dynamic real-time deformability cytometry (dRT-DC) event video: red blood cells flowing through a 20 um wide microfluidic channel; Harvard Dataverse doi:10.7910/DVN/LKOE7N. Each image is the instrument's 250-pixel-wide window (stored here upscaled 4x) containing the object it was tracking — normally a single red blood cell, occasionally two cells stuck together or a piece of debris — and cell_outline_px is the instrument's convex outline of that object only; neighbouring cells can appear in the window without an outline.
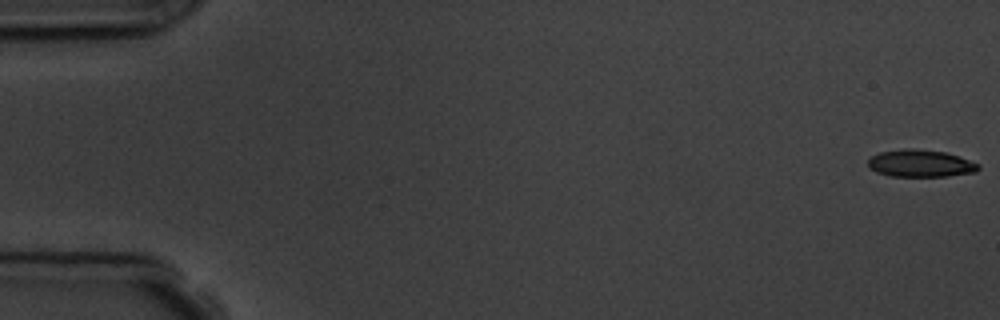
{"species": "common noctule bat (a hibernating species)", "species_latin": "Nyctalus noctula", "temperature_condition": "room temperature", "stored_images_in_passage": 5, "camera_frame_rate_fps": 3000, "um_per_image_px": 0.085, "animal": {"sex": "male", "body_mass_g": 19.5, "forearm_length_mm": 54.6}, "frame": {"image": 1, "passage_image": 1, "time_ms": 0.0, "image_size_px": [1000, 320], "cell_outline_px": [[980, 168], [976, 172], [948, 176], [888, 176], [876, 172], [868, 168], [868, 160], [872, 156], [880, 152], [904, 148], [916, 148], [948, 152], [960, 156], [980, 164]], "centroid_in_image_um": [78.26, 13.88], "position_along_channel_um": 6.7, "area_um2": 17.86}}
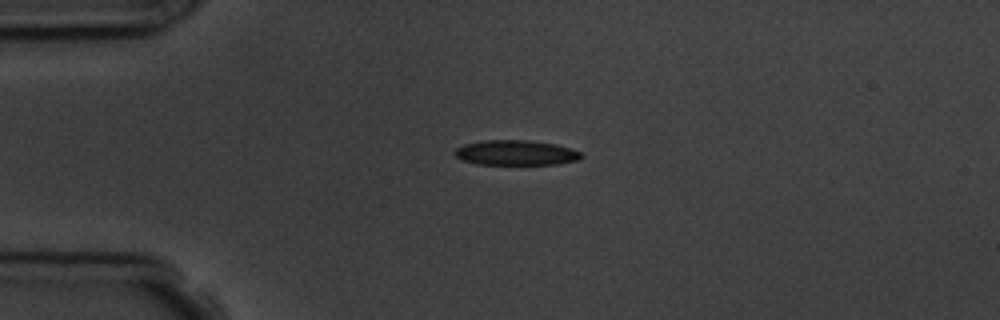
{"frame": {"image": 2, "passage_image": 4, "time_ms": 4.333, "image_size_px": [1000, 320], "cell_outline_px": [[584, 156], [580, 160], [556, 164], [476, 164], [464, 160], [456, 156], [452, 152], [456, 148], [464, 144], [484, 140], [528, 140], [556, 144], [580, 152]], "centroid_in_image_um": [43.85, 12.98], "position_along_channel_um": 41.2, "area_um2": 18.44}}